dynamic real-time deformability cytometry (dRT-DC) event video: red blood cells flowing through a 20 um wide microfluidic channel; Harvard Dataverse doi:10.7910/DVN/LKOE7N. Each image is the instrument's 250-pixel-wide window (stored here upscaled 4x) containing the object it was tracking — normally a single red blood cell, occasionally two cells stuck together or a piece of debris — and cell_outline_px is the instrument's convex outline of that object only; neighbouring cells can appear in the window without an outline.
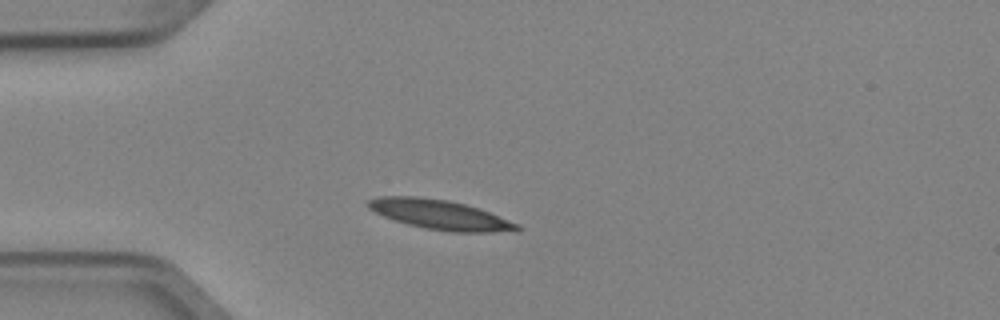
{"species": "Egyptian fruit bat (a non-hibernating species)", "species_latin": "Rousettus aegyptiacus", "temperature_condition": "cold", "stored_images_in_passage": 3, "camera_frame_rate_fps": 3000, "um_per_image_px": 0.085, "animal": {"sex": "female"}, "frame": {"image": 1, "passage_image": 2, "time_ms": 0.333, "image_size_px": [1000, 320], "cell_outline_px": [[520, 232], [452, 232], [424, 228], [408, 224], [384, 216], [368, 208], [364, 204], [368, 200], [376, 196], [416, 196], [448, 200], [464, 204], [488, 212], [520, 224]], "centroid_in_image_um": [37.4, 18.25], "position_along_channel_um": 47.6, "area_um2": 25.72}}